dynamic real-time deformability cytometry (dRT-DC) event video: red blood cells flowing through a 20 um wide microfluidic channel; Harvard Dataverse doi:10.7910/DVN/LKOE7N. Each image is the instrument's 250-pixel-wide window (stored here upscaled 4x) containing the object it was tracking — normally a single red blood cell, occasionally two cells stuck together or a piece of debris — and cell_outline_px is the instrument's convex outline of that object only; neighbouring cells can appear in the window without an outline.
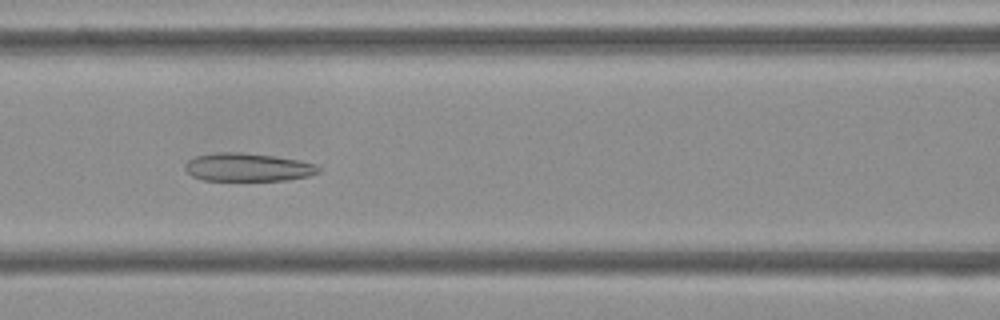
{"species": "Egyptian fruit bat (a non-hibernating species)", "species_latin": "Rousettus aegyptiacus", "temperature_condition": "cold", "stored_images_in_passage": 53, "camera_frame_rate_fps": 3000, "um_per_image_px": 0.085, "frame": {"image": 1, "passage_image": 22, "time_ms": 7.0, "image_size_px": [1000, 320], "cell_outline_px": [[320, 172], [308, 176], [288, 180], [204, 180], [192, 176], [184, 168], [184, 164], [188, 160], [196, 156], [216, 152], [240, 152], [272, 156], [300, 160], [316, 164], [320, 168]], "centroid_in_image_um": [21.06, 14.21], "position_along_channel_um": 145.5, "area_um2": 21.91}}
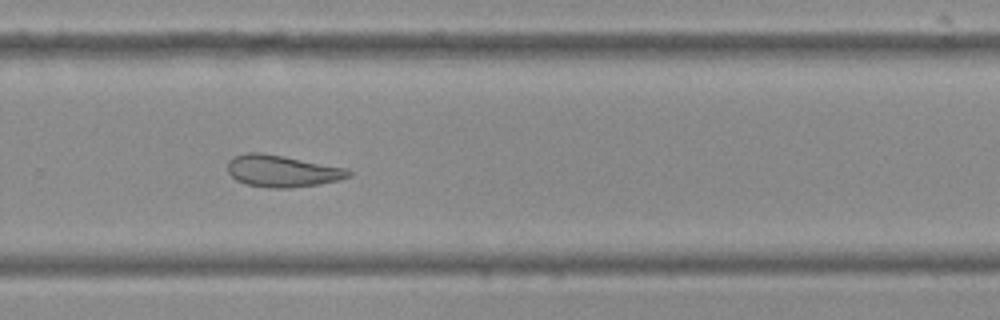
{"frame": {"image": 2, "passage_image": 35, "time_ms": 11.333, "image_size_px": [1000, 320], "cell_outline_px": [[352, 176], [340, 180], [292, 188], [272, 188], [248, 184], [236, 180], [228, 172], [228, 160], [244, 152], [260, 152], [344, 168], [352, 172]], "centroid_in_image_um": [23.96, 14.54], "position_along_channel_um": 305.8, "area_um2": 22.08}}
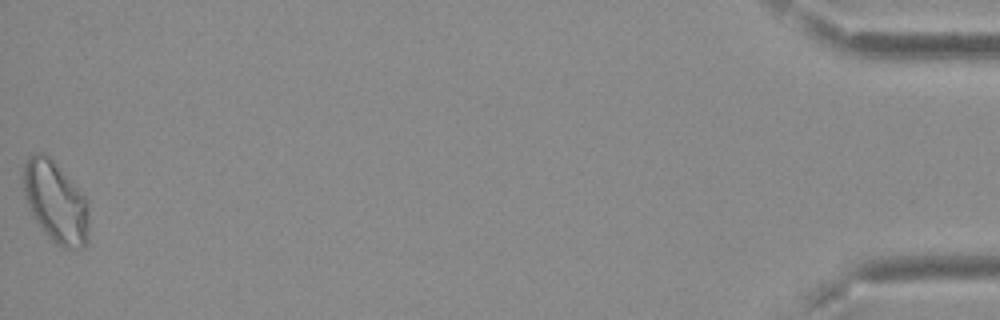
{"frame": {"image": 3, "passage_image": 53, "time_ms": 17.333, "image_size_px": [1000, 320], "cell_outline_px": [[88, 240], [84, 248], [64, 248], [56, 244], [44, 232], [32, 216], [24, 196], [24, 164], [28, 156], [36, 152], [44, 152], [52, 160], [88, 200]], "centroid_in_image_um": [4.73, 17.19], "position_along_channel_um": 430.5, "area_um2": 30.92}, "authors_computed_cell_mechanics": {"area_um2": 24.2182, "velocity_mm_per_s": 3.707, "shape_relaxation_time_tau1_ms": null, "shape_relaxation_time_tau2_ms": 6.1905, "deformation_change_tau1": null, "deformation_change_tau2": 0.1371}}